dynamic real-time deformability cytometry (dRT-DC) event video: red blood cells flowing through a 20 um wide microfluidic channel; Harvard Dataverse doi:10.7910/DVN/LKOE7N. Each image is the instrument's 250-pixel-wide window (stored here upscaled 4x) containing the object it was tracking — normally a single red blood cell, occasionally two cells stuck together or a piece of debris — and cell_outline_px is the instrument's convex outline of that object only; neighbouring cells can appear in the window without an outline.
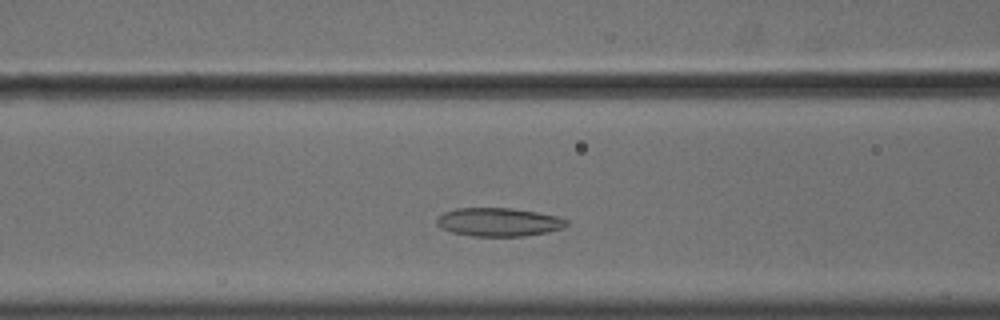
{"species": "common noctule bat (a hibernating species)", "species_latin": "Nyctalus noctula", "temperature_condition": "cold", "stored_images_in_passage": 37, "camera_frame_rate_fps": 3000, "um_per_image_px": 0.085, "animal": {"sex": "male", "body_mass_g": 18.8}, "frame": {"image": 1, "passage_image": 12, "time_ms": 3.667, "image_size_px": [1000, 320], "cell_outline_px": [[568, 224], [564, 228], [548, 232], [524, 236], [472, 236], [452, 232], [440, 228], [436, 224], [436, 216], [444, 212], [456, 208], [508, 208], [536, 212], [556, 216], [568, 220]], "centroid_in_image_um": [42.36, 18.88], "position_along_channel_um": 124.2, "area_um2": 21.62}}
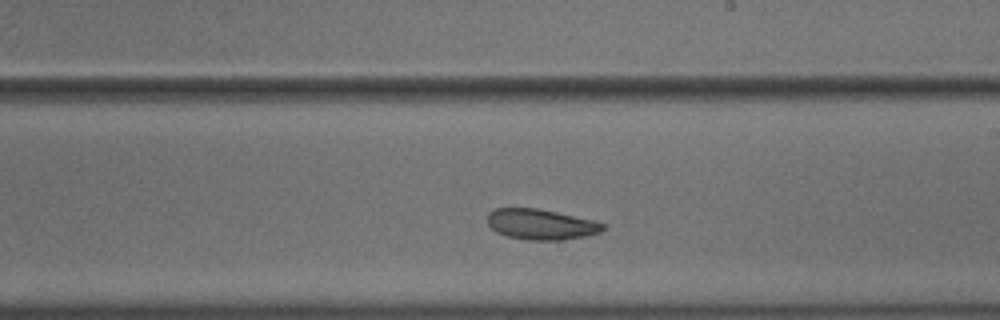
{"frame": {"image": 2, "passage_image": 22, "time_ms": 7.0, "image_size_px": [1000, 320], "cell_outline_px": [[604, 228], [600, 232], [584, 236], [560, 240], [528, 240], [508, 236], [496, 232], [488, 224], [488, 212], [496, 208], [536, 208], [556, 212], [592, 220], [604, 224]], "centroid_in_image_um": [45.94, 19.07], "position_along_channel_um": 243.1, "area_um2": 20.29}}
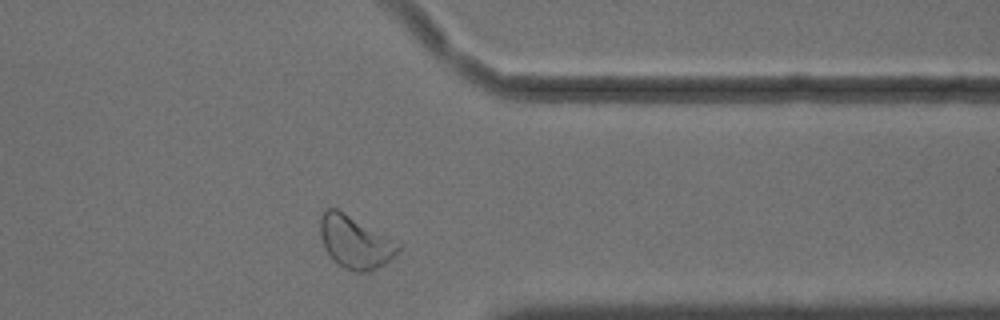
{"frame": {"image": 3, "passage_image": 34, "time_ms": 11.0, "image_size_px": [1000, 320], "cell_outline_px": [[400, 248], [384, 264], [368, 272], [352, 272], [344, 268], [324, 248], [320, 236], [320, 216], [324, 208], [336, 208], [344, 212], [400, 244]], "centroid_in_image_um": [30.13, 20.56], "position_along_channel_um": 381.3, "area_um2": 23.35}}